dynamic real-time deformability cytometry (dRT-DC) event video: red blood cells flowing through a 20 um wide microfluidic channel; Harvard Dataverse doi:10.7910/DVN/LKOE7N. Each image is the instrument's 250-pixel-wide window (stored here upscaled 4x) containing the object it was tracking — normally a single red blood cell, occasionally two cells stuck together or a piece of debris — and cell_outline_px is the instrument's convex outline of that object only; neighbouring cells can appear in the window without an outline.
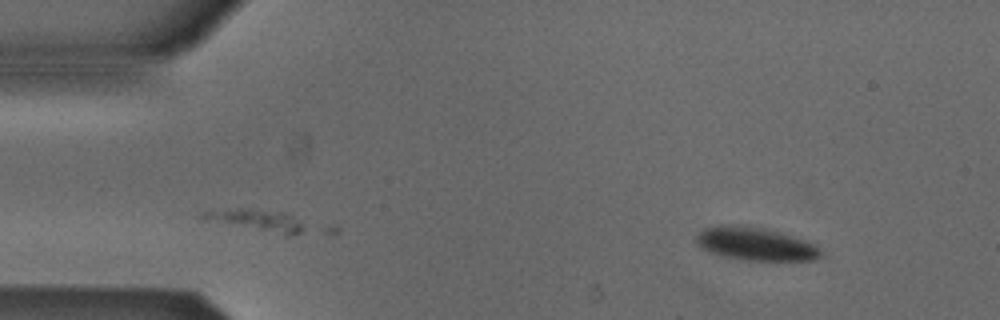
{"species": "Egyptian fruit bat (a non-hibernating species)", "species_latin": "Rousettus aegyptiacus", "temperature_condition": "cold", "stored_images_in_passage": 4, "camera_frame_rate_fps": 3000, "um_per_image_px": 0.085, "animal": {"sex": "male"}, "frame": {"image": 1, "passage_image": 4, "time_ms": 1.0, "image_size_px": [1000, 320], "cell_outline_px": [[828, 256], [816, 260], [744, 260], [720, 256], [708, 252], [700, 248], [692, 240], [704, 228], [764, 228], [792, 236], [816, 244]], "centroid_in_image_um": [64.3, 20.81], "position_along_channel_um": 20.7, "area_um2": 23.58}}